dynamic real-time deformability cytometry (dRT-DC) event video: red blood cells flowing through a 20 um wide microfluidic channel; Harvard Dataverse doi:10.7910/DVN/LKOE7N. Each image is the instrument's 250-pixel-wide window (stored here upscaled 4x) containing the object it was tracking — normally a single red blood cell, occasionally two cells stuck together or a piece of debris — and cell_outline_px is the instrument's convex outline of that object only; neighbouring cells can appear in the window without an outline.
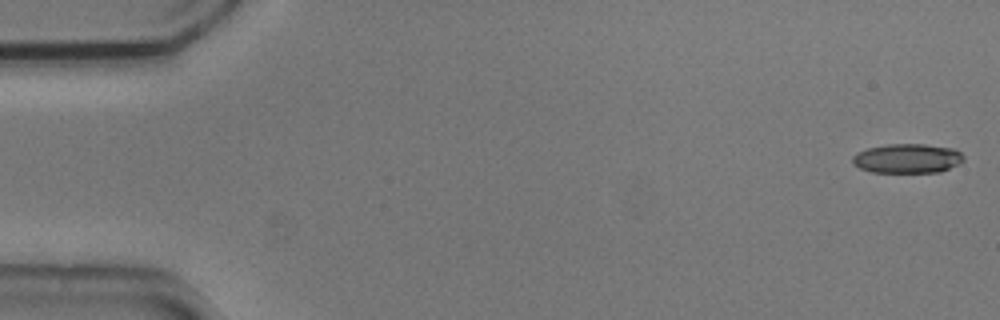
{"species": "common noctule bat (a hibernating species)", "species_latin": "Nyctalus noctula", "temperature_condition": "cold", "stored_images_in_passage": 7, "camera_frame_rate_fps": 3000, "um_per_image_px": 0.085, "animal": {"sex": "male", "body_mass_g": 20.5, "forearm_length_mm": 52.5}, "frame": {"image": 1, "passage_image": 1, "time_ms": 0.0, "image_size_px": [1000, 320], "cell_outline_px": [[964, 160], [940, 172], [872, 172], [860, 168], [852, 164], [852, 156], [856, 152], [868, 148], [888, 144], [924, 144], [956, 148], [964, 156]], "centroid_in_image_um": [77.11, 13.46], "position_along_channel_um": 7.9, "area_um2": 19.07}}
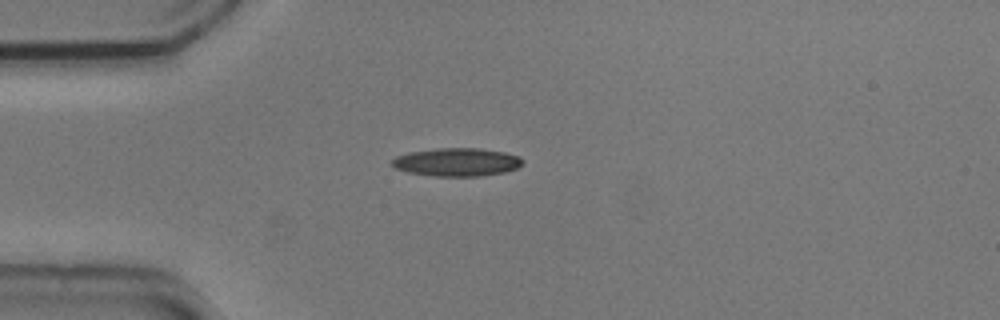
{"frame": {"image": 2, "passage_image": 4, "time_ms": 1.0, "image_size_px": [1000, 320], "cell_outline_px": [[524, 164], [516, 168], [504, 172], [480, 176], [432, 176], [408, 172], [396, 168], [392, 164], [392, 160], [396, 156], [408, 152], [436, 148], [480, 148], [504, 152], [520, 156], [524, 160]], "centroid_in_image_um": [38.85, 13.77], "position_along_channel_um": 46.1, "area_um2": 21.56}}